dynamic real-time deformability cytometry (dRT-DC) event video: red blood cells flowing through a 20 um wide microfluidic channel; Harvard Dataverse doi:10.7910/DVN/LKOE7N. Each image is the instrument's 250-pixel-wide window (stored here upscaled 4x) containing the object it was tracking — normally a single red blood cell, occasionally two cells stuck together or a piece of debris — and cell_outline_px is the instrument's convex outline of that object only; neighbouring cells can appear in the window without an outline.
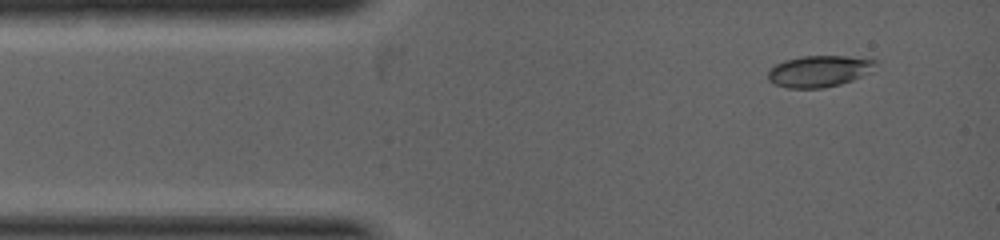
{"species": "common noctule bat (a hibernating species)", "species_latin": "Nyctalus noctula", "temperature_condition": "warm", "stored_images_in_passage": 4, "camera_frame_rate_fps": 5000, "um_per_image_px": 0.085, "animal": {"sex": "female", "body_mass_g": 19.0, "forearm_length_mm": 53.3}, "frame": {"image": 1, "passage_image": 1, "time_ms": 0.0, "image_size_px": [1000, 240], "cell_outline_px": [[876, 64], [868, 72], [852, 80], [840, 84], [824, 88], [788, 88], [776, 84], [768, 80], [768, 72], [776, 64], [784, 60], [800, 56], [848, 56], [876, 60]], "centroid_in_image_um": [69.59, 6.05], "position_along_channel_um": 15.4, "area_um2": 19.48}}
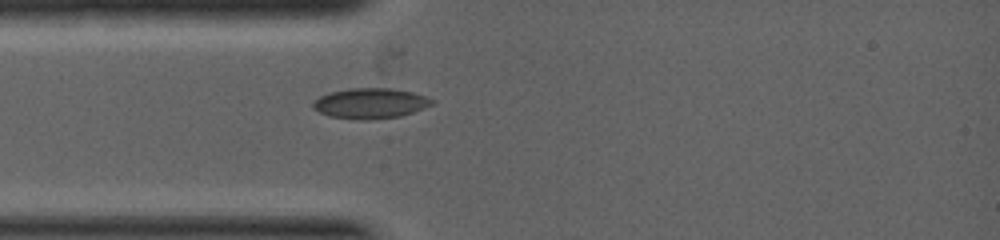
{"frame": {"image": 2, "passage_image": 4, "time_ms": 1.2, "image_size_px": [1000, 240], "cell_outline_px": [[436, 104], [400, 116], [368, 120], [360, 120], [328, 116], [312, 108], [312, 104], [320, 96], [332, 92], [348, 88], [392, 88], [412, 92], [436, 100]], "centroid_in_image_um": [31.51, 8.78], "position_along_channel_um": 53.5, "area_um2": 21.1}}